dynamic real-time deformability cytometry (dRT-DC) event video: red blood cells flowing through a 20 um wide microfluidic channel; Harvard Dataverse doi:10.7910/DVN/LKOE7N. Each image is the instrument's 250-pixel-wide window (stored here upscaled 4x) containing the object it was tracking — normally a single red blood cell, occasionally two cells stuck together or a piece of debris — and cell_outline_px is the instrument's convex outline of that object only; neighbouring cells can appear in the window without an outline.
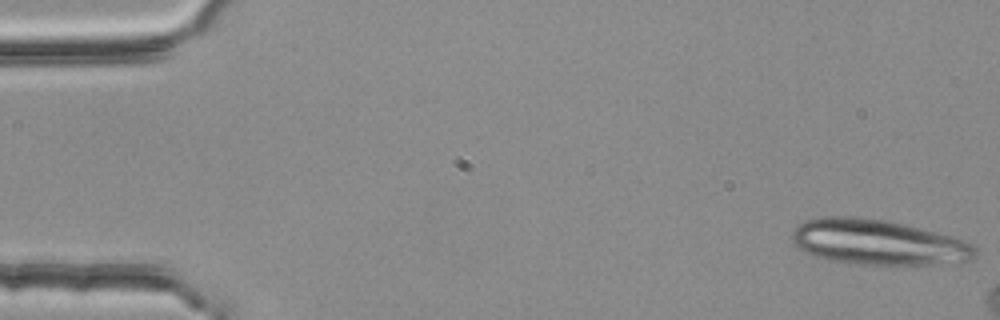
{"species": "common noctule bat (a hibernating species)", "species_latin": "Nyctalus noctula", "temperature_condition": "room temperature", "stored_images_in_passage": 11, "camera_frame_rate_fps": 3000, "um_per_image_px": 0.085, "animal": {"sex": "female", "body_mass_g": 25.1}, "frame": {"image": 1, "passage_image": 1, "time_ms": 0.0, "image_size_px": [1000, 320], "cell_outline_px": [[976, 256], [972, 260], [936, 264], [860, 264], [828, 260], [812, 256], [804, 252], [792, 240], [792, 232], [804, 220], [824, 216], [848, 216], [884, 220], [936, 232], [952, 236], [964, 240], [972, 244], [976, 248]], "centroid_in_image_um": [74.62, 20.59], "position_along_channel_um": 10.4, "area_um2": 48.03}}